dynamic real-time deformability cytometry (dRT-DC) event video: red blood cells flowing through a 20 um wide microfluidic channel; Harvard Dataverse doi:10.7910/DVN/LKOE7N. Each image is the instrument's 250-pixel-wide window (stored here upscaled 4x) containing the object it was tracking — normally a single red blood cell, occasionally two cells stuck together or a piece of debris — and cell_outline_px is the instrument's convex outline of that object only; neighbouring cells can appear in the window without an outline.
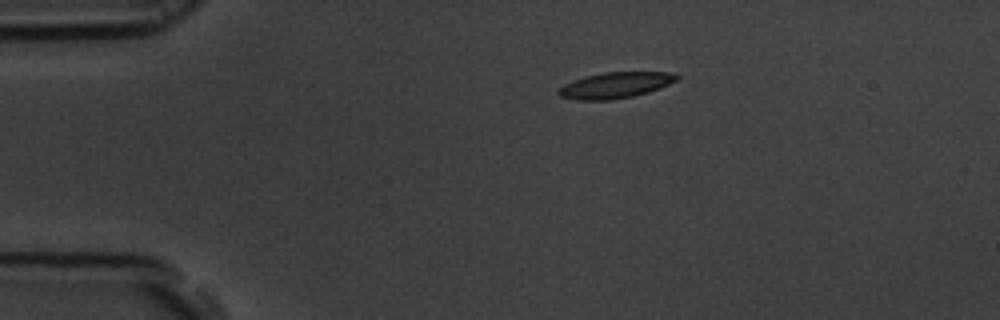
{"species": "common noctule bat (a hibernating species)", "species_latin": "Nyctalus noctula", "temperature_condition": "room temperature", "stored_images_in_passage": 45, "camera_frame_rate_fps": 3000, "um_per_image_px": 0.085, "animal": {"sex": "male", "body_mass_g": 19.5, "forearm_length_mm": 54.6}, "frame": {"image": 1, "passage_image": 1, "time_ms": 0.0, "image_size_px": [1000, 320], "cell_outline_px": [[680, 80], [660, 88], [648, 92], [632, 96], [608, 100], [576, 100], [560, 96], [556, 92], [564, 84], [572, 80], [584, 76], [604, 72], [672, 72], [680, 76]], "centroid_in_image_um": [52.32, 7.23], "position_along_channel_um": 32.7, "area_um2": 18.03}}
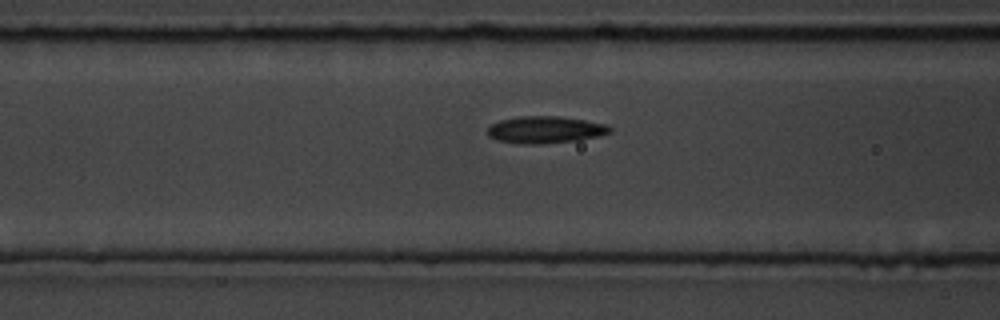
{"frame": {"image": 2, "passage_image": 12, "time_ms": 3.667, "image_size_px": [1000, 320], "cell_outline_px": [[612, 132], [600, 136], [580, 140], [540, 144], [520, 144], [496, 140], [488, 136], [488, 128], [492, 124], [500, 120], [520, 116], [556, 116], [584, 120], [608, 124], [612, 128]], "centroid_in_image_um": [46.37, 11.03], "position_along_channel_um": 120.2, "area_um2": 19.42}}
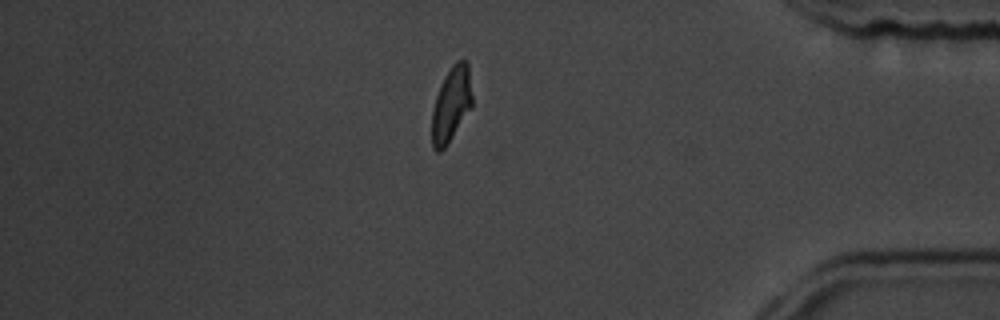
{"frame": {"image": 3, "passage_image": 37, "time_ms": 12.0, "image_size_px": [1000, 320], "cell_outline_px": [[472, 108], [448, 144], [440, 152], [436, 152], [432, 148], [432, 112], [436, 96], [440, 84], [444, 76], [452, 64], [456, 60], [464, 60], [468, 64], [472, 96]], "centroid_in_image_um": [38.35, 8.88], "position_along_channel_um": 396.8, "area_um2": 17.8}, "authors_computed_cell_mechanics": {"area_um2": 18.3804, "velocity_mm_per_s": 3.7151, "shape_relaxation_time_tau1_ms": 3.3412, "shape_relaxation_time_tau2_ms": 2.7418, "deformation_change_tau1": 0.1367, "deformation_change_tau2": 0.0707}}